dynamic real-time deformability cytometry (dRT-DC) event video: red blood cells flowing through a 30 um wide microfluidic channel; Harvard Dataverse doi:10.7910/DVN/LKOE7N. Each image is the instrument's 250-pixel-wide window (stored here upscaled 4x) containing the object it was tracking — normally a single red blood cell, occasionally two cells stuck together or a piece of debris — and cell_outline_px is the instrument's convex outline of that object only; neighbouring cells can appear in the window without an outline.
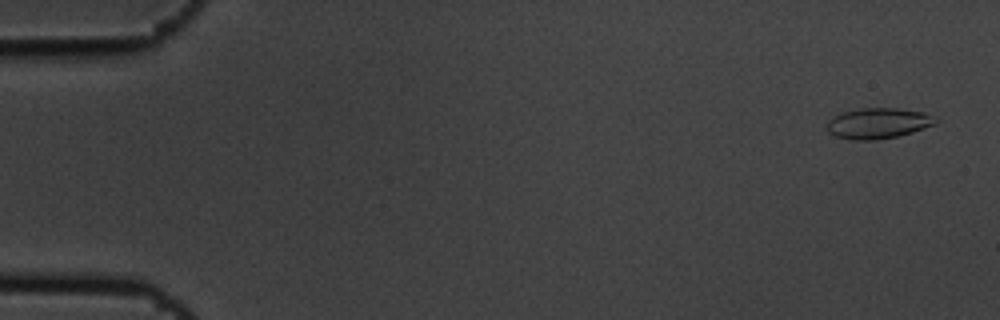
{"species": "common noctule bat (a hibernating species)", "species_latin": "Nyctalus noctula", "temperature_condition": "cold", "stored_images_in_passage": 4, "camera_frame_rate_fps": 3000, "um_per_image_px": 0.085, "animal": {"sex": "male", "body_mass_g": 19.5, "forearm_length_mm": 54.6}, "frame": {"image": 1, "passage_image": 1, "time_ms": 0.0, "image_size_px": [1000, 320], "cell_outline_px": [[940, 120], [936, 124], [912, 132], [896, 136], [872, 140], [852, 140], [836, 136], [828, 132], [824, 128], [828, 120], [844, 112], [860, 108], [900, 108], [924, 112], [936, 116]], "centroid_in_image_um": [74.66, 10.47], "position_along_channel_um": 10.3, "area_um2": 19.54}}